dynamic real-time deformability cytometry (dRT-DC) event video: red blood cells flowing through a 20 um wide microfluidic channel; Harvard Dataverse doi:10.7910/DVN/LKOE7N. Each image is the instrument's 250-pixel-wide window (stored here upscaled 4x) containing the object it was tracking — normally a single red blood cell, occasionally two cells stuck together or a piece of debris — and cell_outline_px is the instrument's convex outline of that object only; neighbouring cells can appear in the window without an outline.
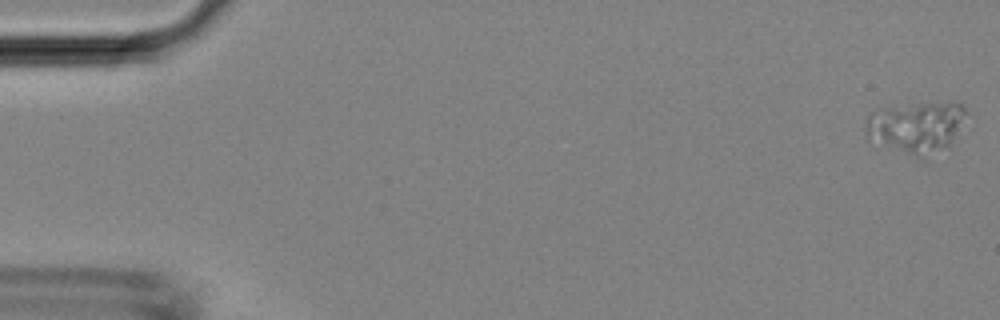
{"species": "Egyptian fruit bat (a non-hibernating species)", "species_latin": "Rousettus aegyptiacus", "temperature_condition": "room temperature", "stored_images_in_passage": 48, "camera_frame_rate_fps": 3000, "um_per_image_px": 0.085, "animal": {"sex": "female"}, "frame": {"image": 1, "passage_image": 1, "time_ms": 0.0, "image_size_px": [1000, 320], "cell_outline_px": [[968, 112], [948, 148], [916, 156], [868, 140], [864, 136], [864, 124], [868, 116], [872, 112], [880, 108], [952, 100], [960, 104]], "centroid_in_image_um": [77.85, 10.75], "position_along_channel_um": 7.1, "area_um2": 29.88}}
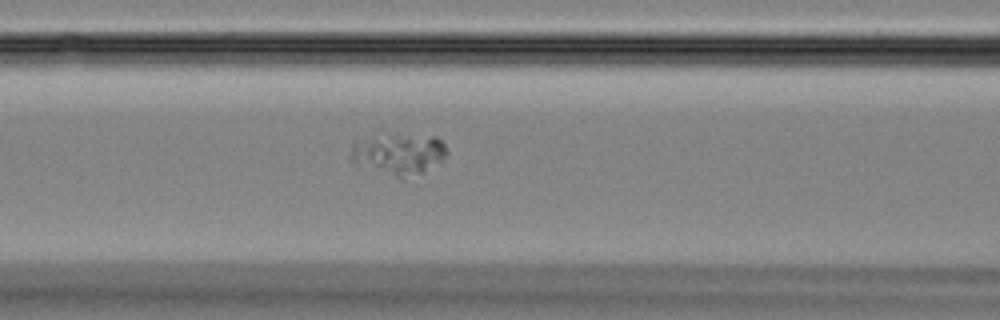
{"frame": {"image": 2, "passage_image": 20, "time_ms": 6.333, "image_size_px": [1000, 320], "cell_outline_px": [[448, 152], [440, 160], [424, 172], [404, 180], [400, 180], [356, 164], [348, 160], [348, 156], [352, 144], [356, 140], [392, 136], [436, 136], [444, 144]], "centroid_in_image_um": [33.84, 13.15], "position_along_channel_um": 132.8, "area_um2": 22.95}}
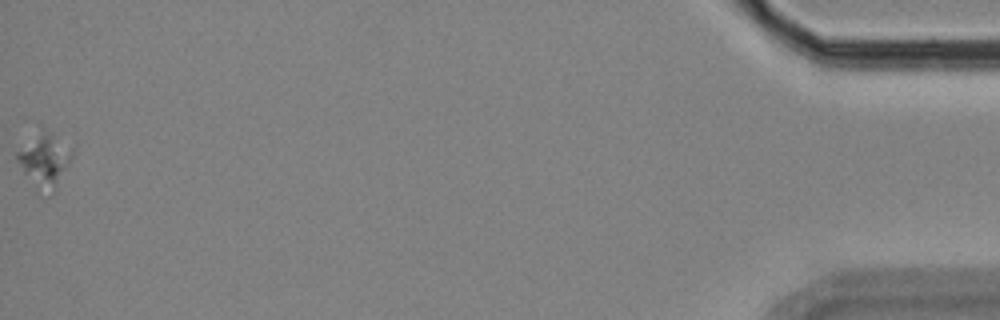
{"frame": {"image": 3, "passage_image": 48, "time_ms": 15.667, "image_size_px": [1000, 320], "cell_outline_px": [[76, 148], [68, 164], [52, 192], [48, 196], [24, 172], [16, 160], [16, 152], [40, 124]], "centroid_in_image_um": [3.8, 13.44], "position_along_channel_um": 431.4, "area_um2": 17.4}}